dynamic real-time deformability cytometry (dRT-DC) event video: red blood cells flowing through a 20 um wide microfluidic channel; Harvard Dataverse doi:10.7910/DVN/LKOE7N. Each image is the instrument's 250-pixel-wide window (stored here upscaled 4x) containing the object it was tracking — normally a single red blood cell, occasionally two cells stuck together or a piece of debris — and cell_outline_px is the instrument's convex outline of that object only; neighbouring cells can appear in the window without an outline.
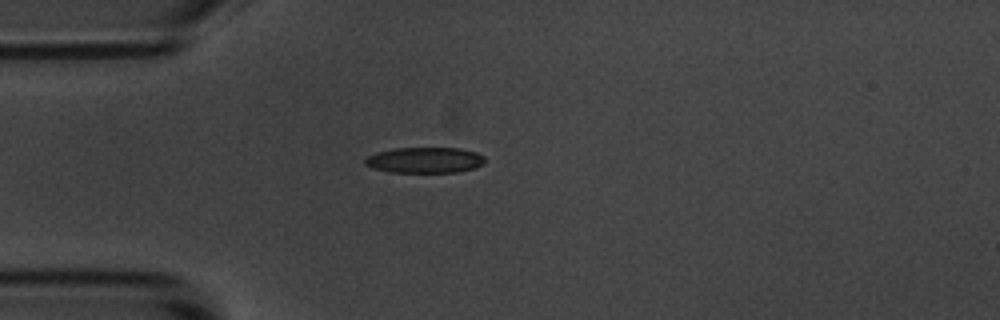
{"species": "common noctule bat (a hibernating species)", "species_latin": "Nyctalus noctula", "temperature_condition": "room temperature", "stored_images_in_passage": 2, "camera_frame_rate_fps": 3000, "um_per_image_px": 0.085, "animal": {"sex": "male", "body_mass_g": 20.1, "forearm_length_mm": 53.5}, "frame": {"image": 1, "passage_image": 1, "time_ms": 0.0, "image_size_px": [1000, 320], "cell_outline_px": [[484, 164], [476, 168], [456, 172], [388, 172], [372, 168], [364, 164], [364, 160], [368, 156], [376, 152], [396, 148], [460, 148], [476, 152], [484, 156]], "centroid_in_image_um": [36.11, 13.61], "position_along_channel_um": 48.9, "area_um2": 18.09}}